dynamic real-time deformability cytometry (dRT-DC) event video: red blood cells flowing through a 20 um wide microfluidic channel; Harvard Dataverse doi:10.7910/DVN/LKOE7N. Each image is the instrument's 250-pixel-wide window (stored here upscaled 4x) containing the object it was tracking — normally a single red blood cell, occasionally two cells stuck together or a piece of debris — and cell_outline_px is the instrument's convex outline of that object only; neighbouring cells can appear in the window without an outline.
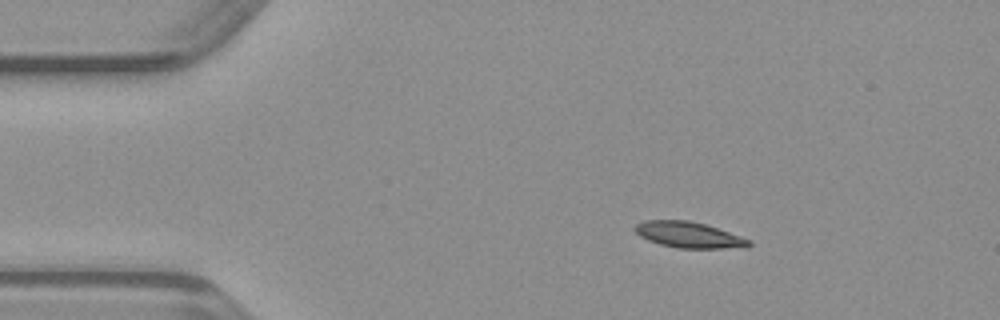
{"species": "common noctule bat (a hibernating species)", "species_latin": "Nyctalus noctula", "temperature_condition": "warm", "stored_images_in_passage": 42, "camera_frame_rate_fps": 3000, "um_per_image_px": 0.085, "animal": {"sex": "male", "body_mass_g": 23.1, "forearm_length_mm": 52.7}, "frame": {"image": 1, "passage_image": 1, "time_ms": 0.0, "image_size_px": [1000, 320], "cell_outline_px": [[752, 244], [748, 248], [676, 248], [660, 244], [648, 240], [640, 236], [632, 228], [636, 224], [644, 220], [688, 220], [704, 224], [752, 240]], "centroid_in_image_um": [58.55, 19.97], "position_along_channel_um": 26.4, "area_um2": 17.28}}
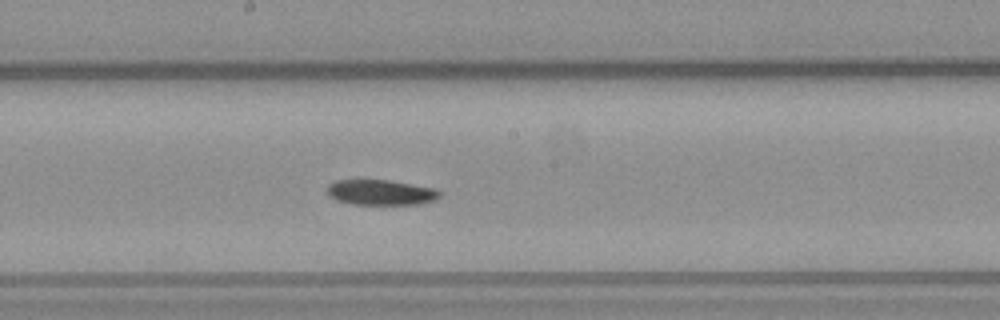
{"frame": {"image": 2, "passage_image": 19, "time_ms": 6.0, "image_size_px": [1000, 320], "cell_outline_px": [[440, 196], [436, 200], [420, 204], [352, 204], [336, 200], [328, 196], [328, 184], [336, 180], [388, 180], [436, 188], [440, 192]], "centroid_in_image_um": [32.38, 16.35], "position_along_channel_um": 215.8, "area_um2": 16.65}}
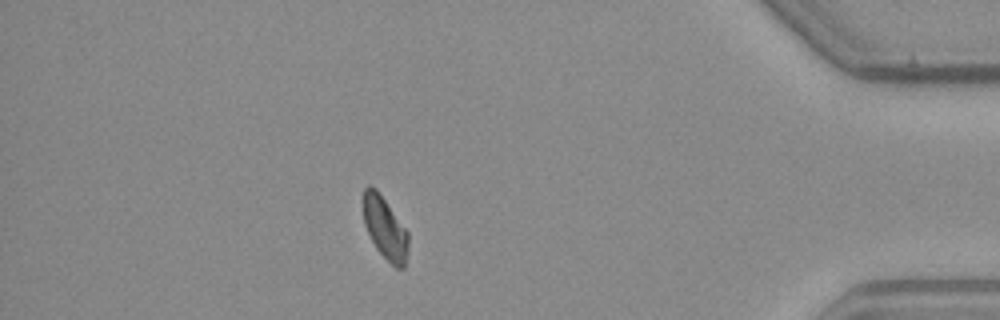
{"frame": {"image": 3, "passage_image": 36, "time_ms": 11.667, "image_size_px": [1000, 320], "cell_outline_px": [[408, 252], [404, 268], [396, 268], [376, 248], [364, 224], [364, 188], [368, 184], [376, 188], [408, 232]], "centroid_in_image_um": [32.74, 19.39], "position_along_channel_um": 402.5, "area_um2": 16.07}}